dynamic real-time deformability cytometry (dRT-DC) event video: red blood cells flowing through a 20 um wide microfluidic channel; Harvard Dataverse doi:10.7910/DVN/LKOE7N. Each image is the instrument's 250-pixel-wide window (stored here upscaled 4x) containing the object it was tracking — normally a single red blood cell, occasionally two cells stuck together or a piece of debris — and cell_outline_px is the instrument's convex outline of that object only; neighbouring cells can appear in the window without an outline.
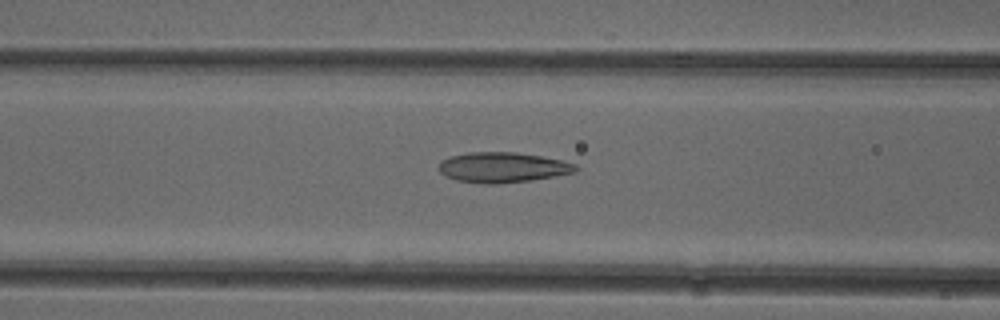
{"species": "common noctule bat (a hibernating species)", "species_latin": "Nyctalus noctula", "temperature_condition": "cold", "stored_images_in_passage": 38, "camera_frame_rate_fps": 3000, "um_per_image_px": 0.085, "animal": {"sex": "female"}, "frame": {"image": 1, "passage_image": 7, "time_ms": 2.0, "image_size_px": [1000, 320], "cell_outline_px": [[580, 168], [576, 172], [556, 176], [528, 180], [496, 184], [484, 184], [456, 180], [444, 176], [436, 168], [440, 160], [452, 156], [468, 152], [516, 152], [540, 156], [560, 160], [576, 164]], "centroid_in_image_um": [42.69, 14.23], "position_along_channel_um": 123.9, "area_um2": 24.28}}
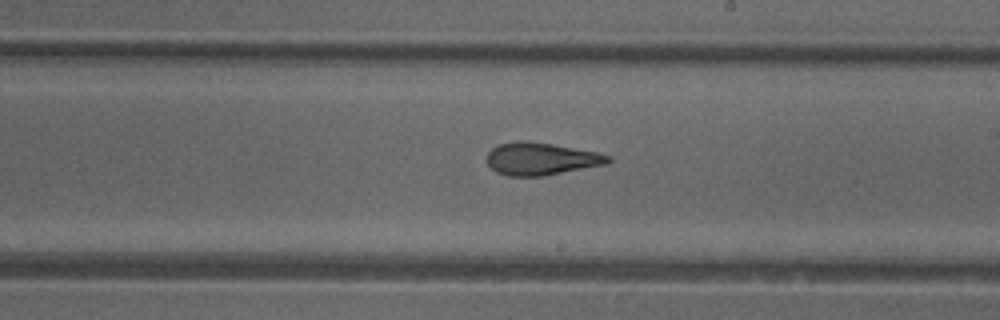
{"frame": {"image": 2, "passage_image": 16, "time_ms": 5.0, "image_size_px": [1000, 320], "cell_outline_px": [[612, 160], [608, 164], [544, 176], [508, 176], [496, 172], [488, 164], [488, 152], [492, 148], [500, 144], [516, 140], [552, 144], [596, 152], [612, 156]], "centroid_in_image_um": [46.02, 13.51], "position_along_channel_um": 243.0, "area_um2": 22.89}}
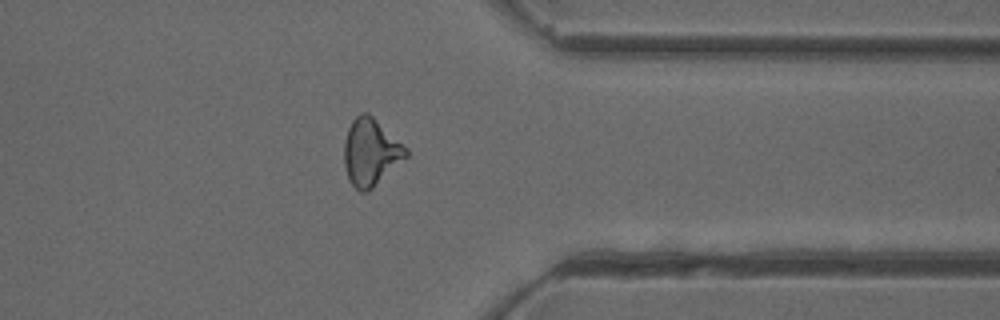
{"frame": {"image": 3, "passage_image": 27, "time_ms": 8.667, "image_size_px": [1000, 320], "cell_outline_px": [[408, 156], [368, 192], [360, 192], [348, 180], [344, 164], [344, 140], [348, 128], [352, 120], [360, 112], [368, 112], [408, 148]], "centroid_in_image_um": [31.5, 12.93], "position_along_channel_um": 379.9, "area_um2": 24.28}, "authors_computed_cell_mechanics": {"area_um2": 22.8599, "velocity_mm_per_s": 3.9666, "shape_relaxation_time_tau1_ms": 7.7368, "shape_relaxation_time_tau2_ms": 2.2712, "deformation_change_tau1": 0.199, "deformation_change_tau2": 0.1041}}